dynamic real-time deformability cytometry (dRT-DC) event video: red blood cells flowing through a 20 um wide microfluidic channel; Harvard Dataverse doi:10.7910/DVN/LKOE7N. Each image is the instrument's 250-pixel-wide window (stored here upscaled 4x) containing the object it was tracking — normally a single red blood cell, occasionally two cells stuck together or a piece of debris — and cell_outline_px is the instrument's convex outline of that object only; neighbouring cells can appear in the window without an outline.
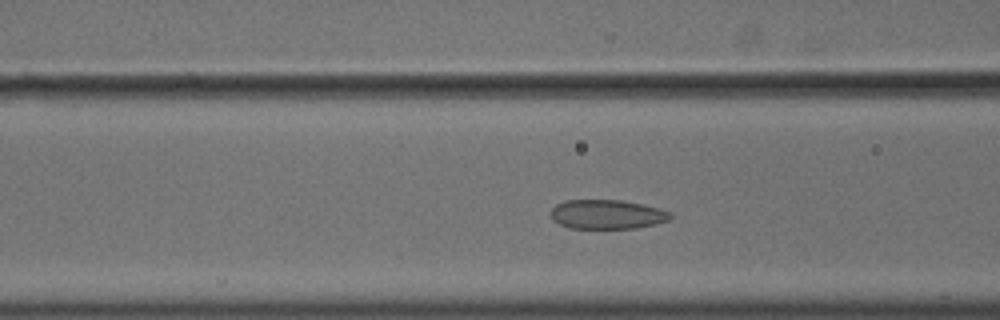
{"species": "common noctule bat (a hibernating species)", "species_latin": "Nyctalus noctula", "temperature_condition": "cold", "stored_images_in_passage": 49, "camera_frame_rate_fps": 3000, "um_per_image_px": 0.085, "animal": {"sex": "male", "body_mass_g": 18.8}, "frame": {"image": 1, "passage_image": 16, "time_ms": 5.0, "image_size_px": [1000, 320], "cell_outline_px": [[672, 216], [668, 220], [656, 224], [636, 228], [568, 228], [552, 220], [552, 208], [556, 204], [564, 200], [620, 200], [660, 208], [672, 212]], "centroid_in_image_um": [51.6, 18.22], "position_along_channel_um": 115.0, "area_um2": 20.4}}
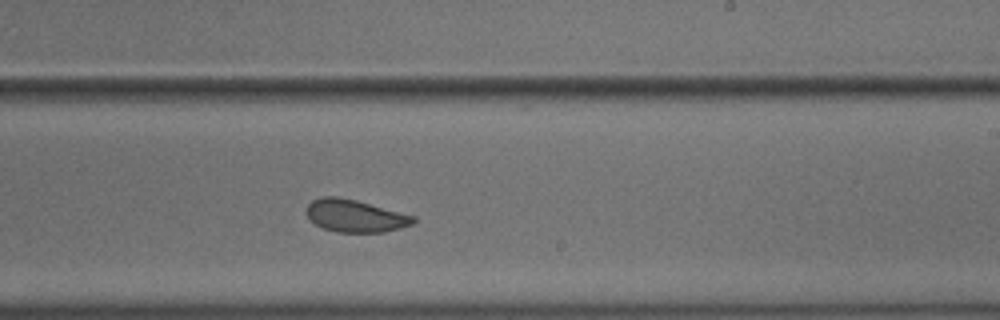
{"frame": {"image": 2, "passage_image": 28, "time_ms": 9.0, "image_size_px": [1000, 320], "cell_outline_px": [[416, 220], [412, 224], [400, 228], [384, 232], [336, 232], [324, 228], [316, 224], [304, 212], [308, 204], [312, 200], [320, 196], [340, 196], [356, 200], [416, 216]], "centroid_in_image_um": [30.17, 18.33], "position_along_channel_um": 258.8, "area_um2": 20.29}}
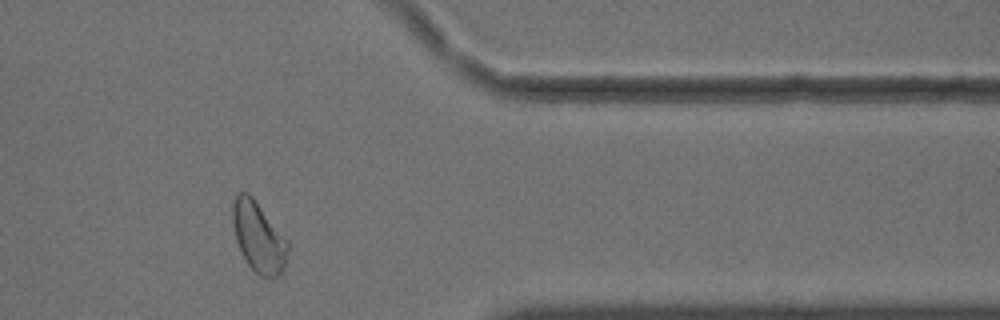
{"frame": {"image": 3, "passage_image": 40, "time_ms": 13.0, "image_size_px": [1000, 320], "cell_outline_px": [[288, 252], [280, 276], [260, 276], [248, 264], [236, 240], [232, 224], [232, 204], [236, 192], [248, 192], [252, 196], [288, 240]], "centroid_in_image_um": [21.96, 20.1], "position_along_channel_um": 389.4, "area_um2": 22.43}, "authors_computed_cell_mechanics": {"area_um2": 21.2704, "velocity_mm_per_s": 3.5941, "shape_relaxation_time_tau1_ms": 6.0018, "shape_relaxation_time_tau2_ms": 2.1644, "deformation_change_tau1": 0.1181, "deformation_change_tau2": 0.068}}